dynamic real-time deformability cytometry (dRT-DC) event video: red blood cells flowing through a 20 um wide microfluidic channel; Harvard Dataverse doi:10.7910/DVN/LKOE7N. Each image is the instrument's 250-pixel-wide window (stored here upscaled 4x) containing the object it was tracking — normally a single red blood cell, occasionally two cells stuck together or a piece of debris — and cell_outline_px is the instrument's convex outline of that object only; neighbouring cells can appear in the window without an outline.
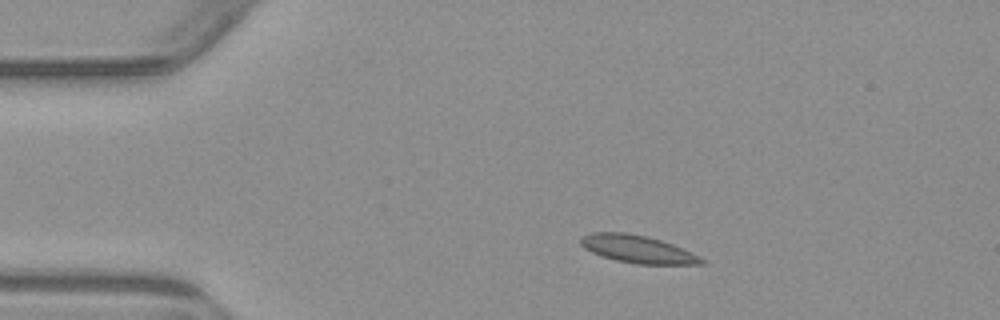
{"species": "common noctule bat (a hibernating species)", "species_latin": "Nyctalus noctula", "temperature_condition": "warm", "stored_images_in_passage": 4, "camera_frame_rate_fps": 3000, "um_per_image_px": 0.085, "animal": {"sex": "male", "body_mass_g": 23.1, "forearm_length_mm": 52.7}, "frame": {"image": 1, "passage_image": 2, "time_ms": 1.0, "image_size_px": [1000, 320], "cell_outline_px": [[704, 264], [636, 264], [616, 260], [592, 252], [584, 248], [580, 244], [580, 236], [592, 232], [624, 232], [648, 236], [672, 244], [700, 256], [704, 260]], "centroid_in_image_um": [54.17, 21.16], "position_along_channel_um": 30.8, "area_um2": 19.36}}
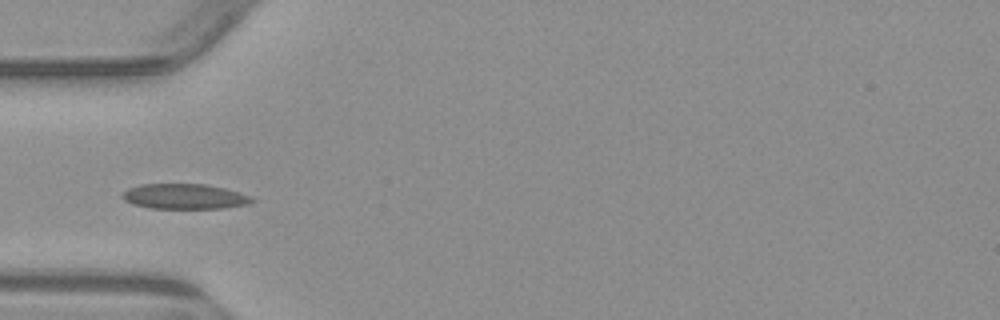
{"frame": {"image": 2, "passage_image": 4, "time_ms": 3.333, "image_size_px": [1000, 320], "cell_outline_px": [[256, 200], [248, 204], [224, 208], [148, 208], [132, 204], [124, 200], [120, 196], [128, 188], [140, 184], [204, 184], [224, 188], [240, 192], [252, 196]], "centroid_in_image_um": [15.69, 16.7], "position_along_channel_um": 69.3, "area_um2": 19.13}}